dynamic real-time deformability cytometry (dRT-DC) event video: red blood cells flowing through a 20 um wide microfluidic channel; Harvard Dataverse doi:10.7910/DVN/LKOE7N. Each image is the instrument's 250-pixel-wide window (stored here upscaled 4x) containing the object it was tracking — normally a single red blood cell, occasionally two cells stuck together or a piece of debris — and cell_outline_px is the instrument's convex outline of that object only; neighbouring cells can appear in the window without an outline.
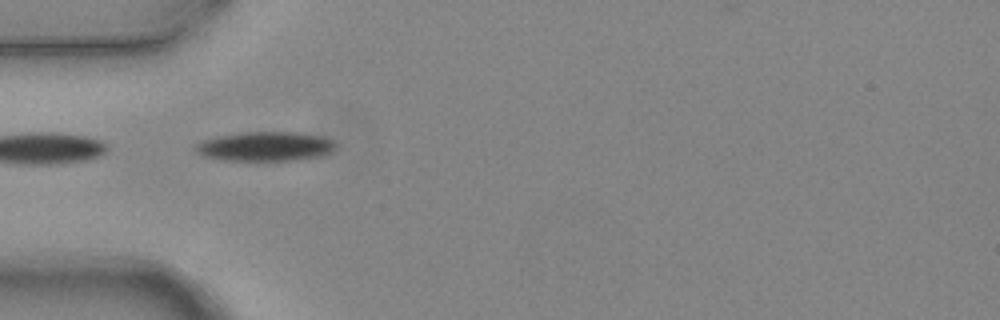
{"species": "common noctule bat (a hibernating species)", "species_latin": "Nyctalus noctula", "temperature_condition": "warm", "stored_images_in_passage": 2, "camera_frame_rate_fps": 3000, "um_per_image_px": 0.085, "animal": {"sex": "female", "body_mass_g": 24.6, "forearm_length_mm": 56.2}, "frame": {"image": 1, "passage_image": 2, "time_ms": 0.333, "image_size_px": [1000, 320], "cell_outline_px": [[336, 148], [332, 152], [320, 156], [296, 160], [224, 160], [204, 156], [196, 152], [196, 144], [204, 140], [220, 136], [244, 132], [296, 132], [324, 136], [332, 140], [336, 144]], "centroid_in_image_um": [22.61, 12.44], "position_along_channel_um": 62.4, "area_um2": 23.87}}